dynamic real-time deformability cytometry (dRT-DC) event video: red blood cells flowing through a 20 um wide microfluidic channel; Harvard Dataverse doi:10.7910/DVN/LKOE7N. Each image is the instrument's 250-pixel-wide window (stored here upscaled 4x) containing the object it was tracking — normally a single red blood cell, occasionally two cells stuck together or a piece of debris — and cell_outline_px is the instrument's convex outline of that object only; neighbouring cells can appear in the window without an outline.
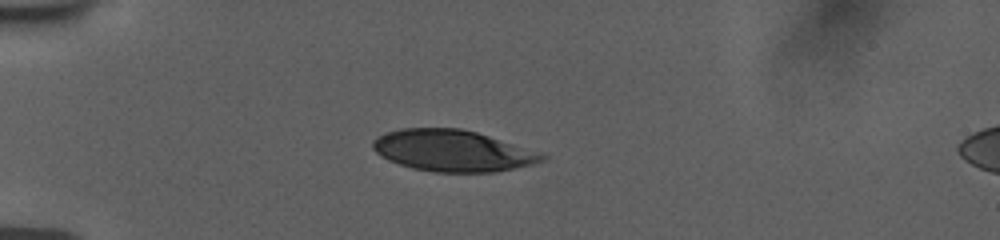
{"species": "human", "species_latin": "Homo sapiens", "temperature_condition": "room temperature", "stored_images_in_passage": 41, "camera_frame_rate_fps": 3000, "um_per_image_px": 0.085, "donor": {"sex": "female"}, "frame": {"image": 1, "passage_image": 1, "time_ms": 0.0, "image_size_px": [1000, 240], "cell_outline_px": [[548, 156], [544, 160], [532, 164], [496, 172], [432, 172], [412, 168], [388, 160], [380, 156], [372, 148], [372, 140], [376, 136], [384, 132], [400, 128], [460, 128], [476, 132], [544, 152]], "centroid_in_image_um": [38.47, 12.8], "position_along_channel_um": 46.5, "area_um2": 41.27}}
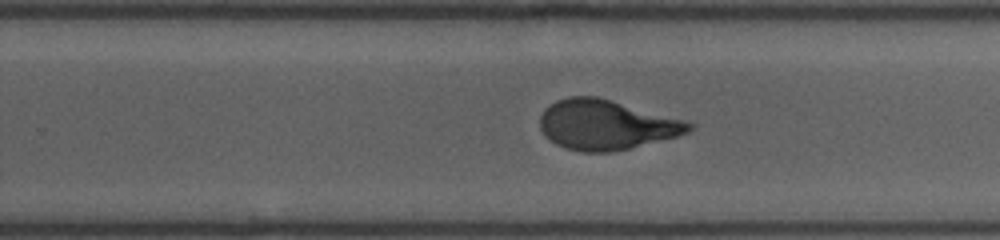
{"frame": {"image": 2, "passage_image": 22, "time_ms": 7.0, "image_size_px": [1000, 240], "cell_outline_px": [[696, 124], [688, 132], [676, 136], [612, 152], [580, 152], [564, 148], [556, 144], [544, 136], [540, 128], [540, 116], [544, 108], [556, 100], [568, 96], [596, 96], [688, 120]], "centroid_in_image_um": [51.51, 10.6], "position_along_channel_um": 278.3, "area_um2": 43.47}}
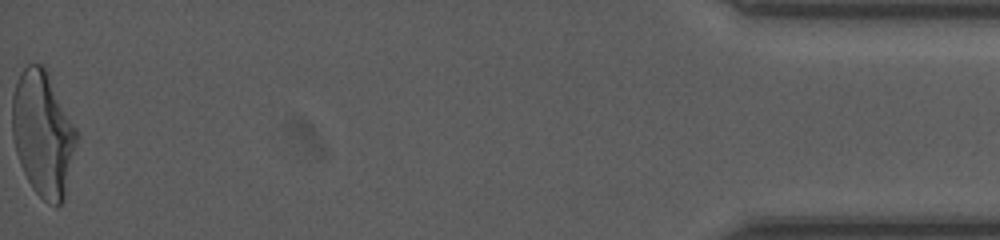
{"frame": {"image": 3, "passage_image": 41, "time_ms": 13.333, "image_size_px": [1000, 240], "cell_outline_px": [[76, 140], [64, 200], [56, 208], [48, 204], [32, 188], [20, 164], [16, 152], [12, 136], [12, 96], [20, 72], [28, 64], [40, 64], [48, 72], [76, 128]], "centroid_in_image_um": [3.63, 11.37], "position_along_channel_um": 431.6, "area_um2": 46.59}, "authors_computed_cell_mechanics": {"area_um2": 43.7546, "velocity_mm_per_s": 3.7679, "shape_relaxation_time_tau1_ms": 4.1244, "shape_relaxation_time_tau2_ms": null, "deformation_change_tau1": 0.186, "deformation_change_tau2": null}}